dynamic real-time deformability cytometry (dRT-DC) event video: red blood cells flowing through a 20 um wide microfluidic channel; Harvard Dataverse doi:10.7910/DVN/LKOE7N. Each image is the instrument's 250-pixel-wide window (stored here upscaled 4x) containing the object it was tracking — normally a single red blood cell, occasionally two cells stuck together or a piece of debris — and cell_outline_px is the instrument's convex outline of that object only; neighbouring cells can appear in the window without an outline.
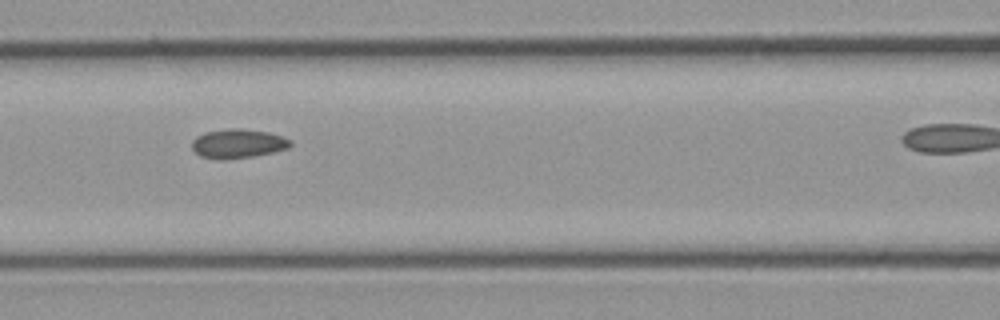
{"species": "common noctule bat (a hibernating species)", "species_latin": "Nyctalus noctula", "temperature_condition": "cold", "stored_images_in_passage": 8, "camera_frame_rate_fps": 3000, "um_per_image_px": 0.085, "animal": {"sex": "male", "body_mass_g": 23.1, "forearm_length_mm": 52.7}, "frame": {"image": 1, "passage_image": 5, "time_ms": 4.667, "image_size_px": [1000, 320], "cell_outline_px": [[292, 144], [288, 148], [272, 152], [252, 156], [224, 160], [200, 156], [192, 148], [192, 140], [196, 136], [204, 132], [228, 128], [240, 128], [268, 132], [292, 140]], "centroid_in_image_um": [20.2, 12.19], "position_along_channel_um": 146.4, "area_um2": 16.7}}